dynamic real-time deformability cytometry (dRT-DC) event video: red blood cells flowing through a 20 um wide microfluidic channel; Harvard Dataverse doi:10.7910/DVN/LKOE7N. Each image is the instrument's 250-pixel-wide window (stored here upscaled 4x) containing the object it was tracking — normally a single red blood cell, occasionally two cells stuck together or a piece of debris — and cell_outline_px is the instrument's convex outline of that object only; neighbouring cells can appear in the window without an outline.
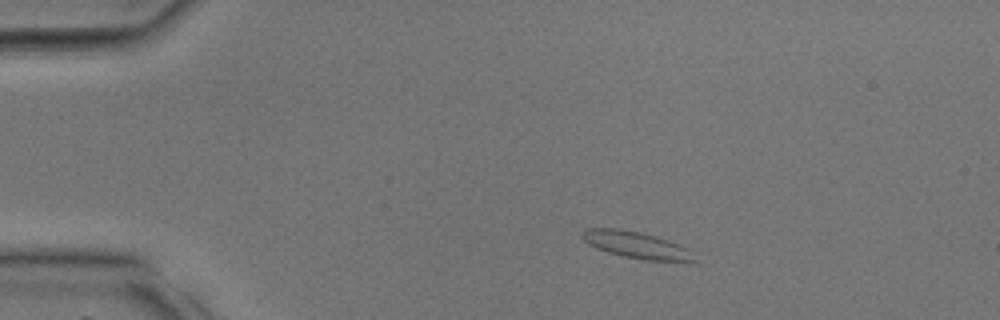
{"species": "common noctule bat (a hibernating species)", "species_latin": "Nyctalus noctula", "temperature_condition": "room temperature", "stored_images_in_passage": 32, "camera_frame_rate_fps": 3000, "um_per_image_px": 0.085, "animal": {"sex": "male", "body_mass_g": 17.9, "forearm_length_mm": 54.2}, "frame": {"image": 1, "passage_image": 4, "time_ms": 1.0, "image_size_px": [1000, 320], "cell_outline_px": [[700, 264], [644, 260], [624, 256], [608, 252], [596, 248], [588, 244], [580, 236], [588, 228], [620, 228], [640, 232], [656, 236], [680, 244]], "centroid_in_image_um": [54.14, 20.85], "position_along_channel_um": 30.9, "area_um2": 17.69}}
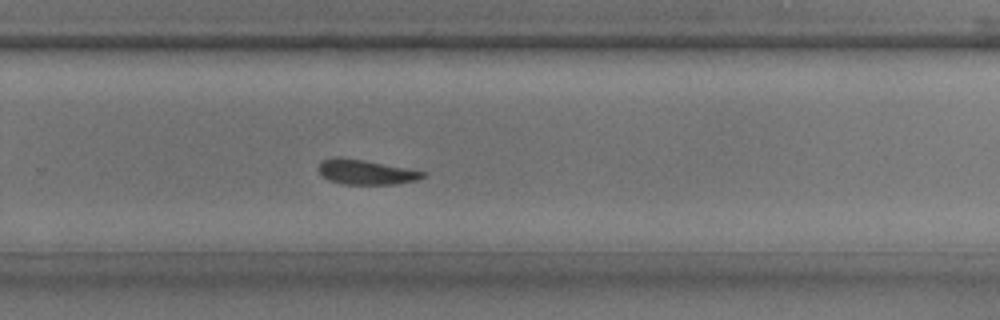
{"frame": {"image": 2, "passage_image": 21, "time_ms": 6.667, "image_size_px": [1000, 320], "cell_outline_px": [[428, 172], [424, 176], [416, 180], [392, 184], [344, 184], [328, 180], [320, 172], [320, 160], [332, 156], [340, 156], [364, 160], [408, 168]], "centroid_in_image_um": [31.09, 14.6], "position_along_channel_um": 298.7, "area_um2": 15.09}}
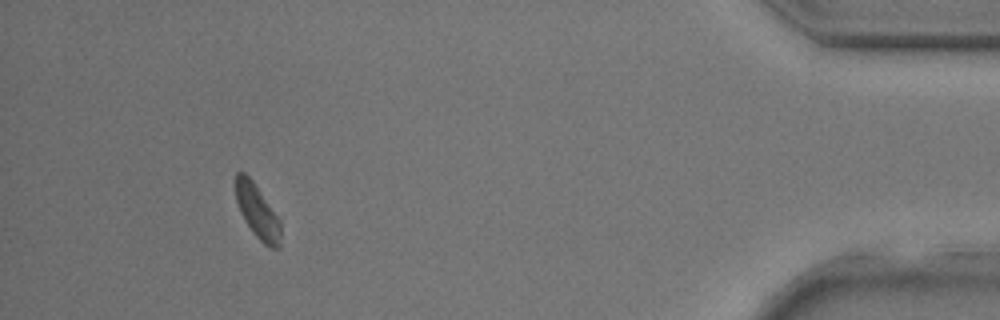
{"frame": {"image": 3, "passage_image": 30, "time_ms": 9.667, "image_size_px": [1000, 320], "cell_outline_px": [[280, 248], [272, 248], [264, 244], [252, 232], [244, 220], [240, 212], [236, 200], [236, 172], [244, 172], [252, 180], [280, 220]], "centroid_in_image_um": [21.87, 17.99], "position_along_channel_um": 413.3, "area_um2": 13.87}}